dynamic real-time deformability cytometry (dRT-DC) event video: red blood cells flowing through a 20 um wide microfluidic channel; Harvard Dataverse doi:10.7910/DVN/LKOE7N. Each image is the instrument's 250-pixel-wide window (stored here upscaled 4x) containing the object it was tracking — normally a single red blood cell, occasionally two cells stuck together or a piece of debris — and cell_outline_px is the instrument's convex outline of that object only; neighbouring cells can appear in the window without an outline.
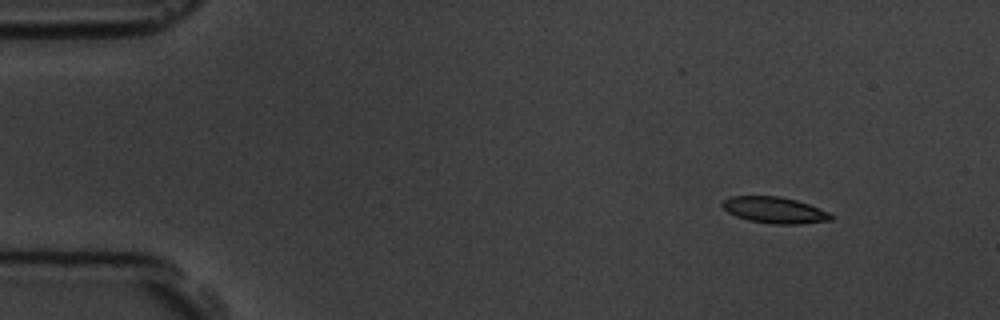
{"species": "common noctule bat (a hibernating species)", "species_latin": "Nyctalus noctula", "temperature_condition": "room temperature", "stored_images_in_passage": 5, "camera_frame_rate_fps": 3000, "um_per_image_px": 0.085, "animal": {"sex": "male", "body_mass_g": 19.5, "forearm_length_mm": 54.6}, "frame": {"image": 1, "passage_image": 1, "time_ms": 0.0, "image_size_px": [1000, 320], "cell_outline_px": [[832, 220], [800, 224], [772, 224], [748, 220], [736, 216], [728, 212], [720, 204], [724, 200], [732, 196], [780, 196], [796, 200], [808, 204], [828, 212], [832, 216]], "centroid_in_image_um": [65.82, 17.86], "position_along_channel_um": 19.2, "area_um2": 16.53}}
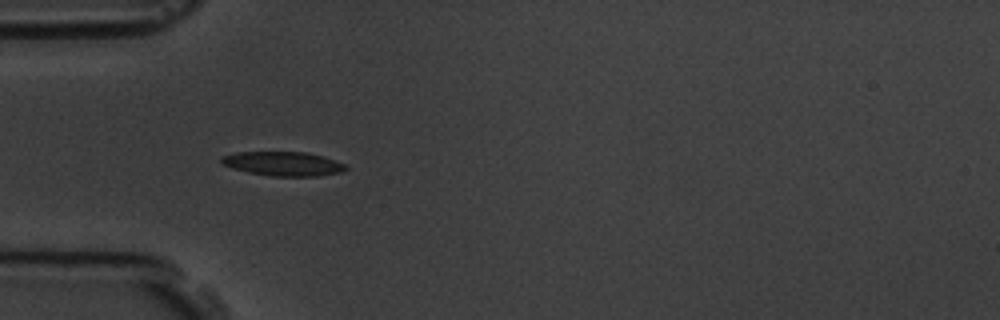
{"frame": {"image": 2, "passage_image": 4, "time_ms": 3.667, "image_size_px": [1000, 320], "cell_outline_px": [[348, 168], [344, 172], [320, 176], [272, 176], [248, 172], [232, 168], [224, 164], [220, 160], [220, 156], [236, 152], [308, 152], [324, 156], [344, 164]], "centroid_in_image_um": [24.09, 13.91], "position_along_channel_um": 60.9, "area_um2": 17.63}}
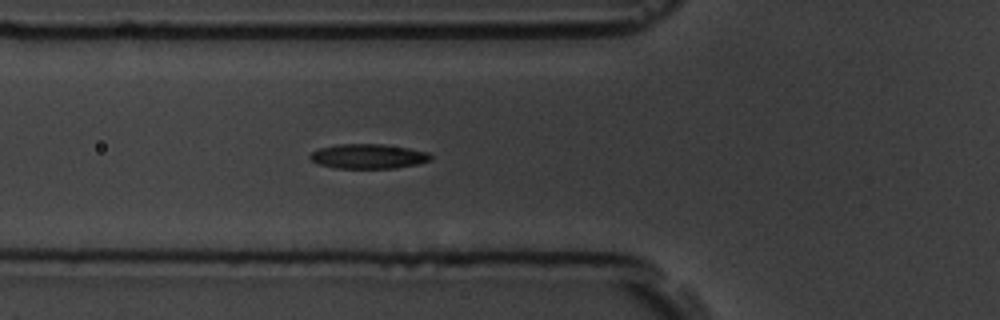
{"frame": {"image": 3, "passage_image": 5, "time_ms": 4.667, "image_size_px": [1000, 320], "cell_outline_px": [[432, 160], [416, 164], [396, 168], [336, 168], [316, 164], [308, 156], [312, 152], [320, 148], [336, 144], [384, 144], [408, 148], [428, 152], [432, 156]], "centroid_in_image_um": [31.29, 13.28], "position_along_channel_um": 94.5, "area_um2": 17.4}}